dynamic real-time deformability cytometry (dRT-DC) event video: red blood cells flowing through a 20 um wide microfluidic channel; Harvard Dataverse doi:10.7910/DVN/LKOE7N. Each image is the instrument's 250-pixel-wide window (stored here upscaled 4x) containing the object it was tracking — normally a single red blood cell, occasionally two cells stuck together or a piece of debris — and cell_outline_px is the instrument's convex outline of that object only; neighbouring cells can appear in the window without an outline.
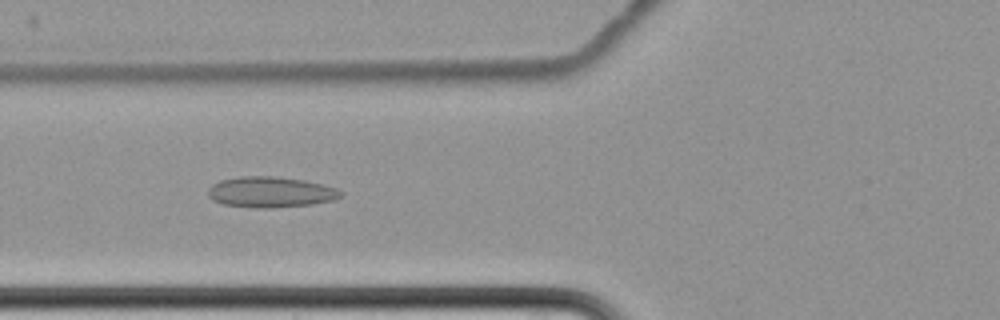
{"species": "common noctule bat (a hibernating species)", "species_latin": "Nyctalus noctula", "temperature_condition": "cold", "stored_images_in_passage": 9, "camera_frame_rate_fps": 3000, "um_per_image_px": 0.085, "animal": {"sex": "female", "body_mass_g": 22.7, "forearm_length_mm": 54.2}, "frame": {"image": 1, "passage_image": 8, "time_ms": 8.667, "image_size_px": [1000, 320], "cell_outline_px": [[344, 192], [336, 200], [312, 204], [272, 208], [252, 208], [224, 204], [212, 200], [208, 196], [208, 188], [212, 184], [220, 180], [240, 176], [276, 176], [304, 180], [336, 188]], "centroid_in_image_um": [22.99, 16.33], "position_along_channel_um": 102.8, "area_um2": 23.93}}
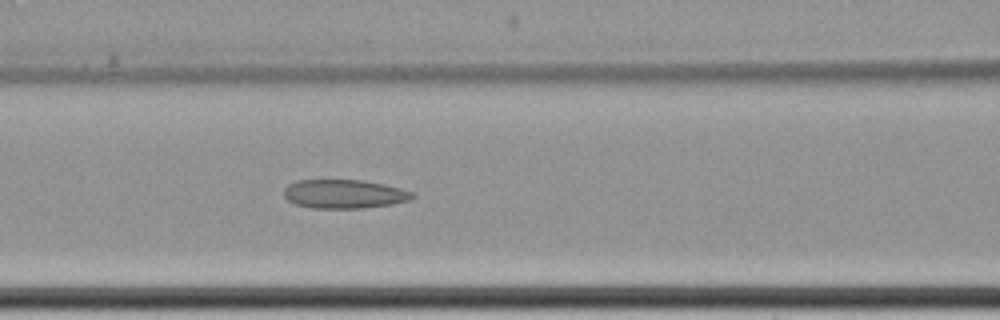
{"frame": {"image": 2, "passage_image": 9, "time_ms": 9.667, "image_size_px": [1000, 320], "cell_outline_px": [[416, 196], [408, 200], [392, 204], [364, 208], [312, 208], [296, 204], [288, 200], [284, 196], [284, 188], [288, 184], [296, 180], [364, 180], [384, 184], [400, 188], [412, 192]], "centroid_in_image_um": [29.24, 16.48], "position_along_channel_um": 137.4, "area_um2": 21.62}}